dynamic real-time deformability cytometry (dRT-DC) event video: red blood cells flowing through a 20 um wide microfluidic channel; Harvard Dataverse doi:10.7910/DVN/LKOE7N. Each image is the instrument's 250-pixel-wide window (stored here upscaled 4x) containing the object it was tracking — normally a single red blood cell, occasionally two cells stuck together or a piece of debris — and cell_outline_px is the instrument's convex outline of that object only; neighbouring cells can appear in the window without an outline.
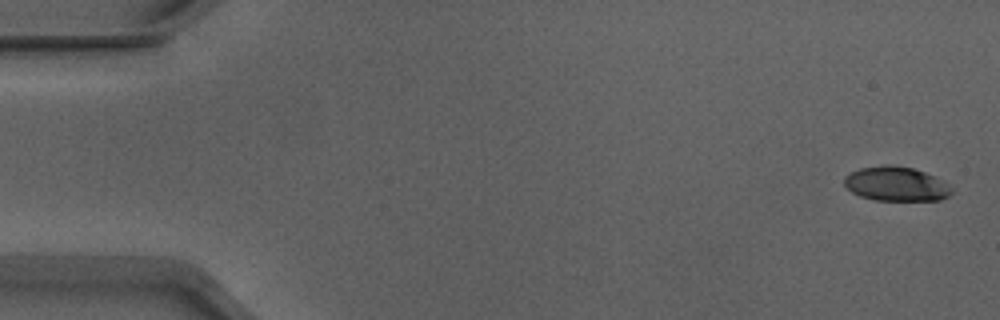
{"species": "Egyptian fruit bat (a non-hibernating species)", "species_latin": "Rousettus aegyptiacus", "temperature_condition": "warm", "stored_images_in_passage": 53, "camera_frame_rate_fps": 3000, "um_per_image_px": 0.085, "animal": {"sex": "male"}, "frame": {"image": 1, "passage_image": 2, "time_ms": 0.333, "image_size_px": [1000, 320], "cell_outline_px": [[952, 192], [948, 196], [940, 200], [876, 200], [860, 196], [852, 192], [844, 184], [844, 176], [860, 168], [888, 164], [912, 168], [924, 172], [940, 180], [952, 188]], "centroid_in_image_um": [76.14, 15.64], "position_along_channel_um": 8.9, "area_um2": 21.21}}
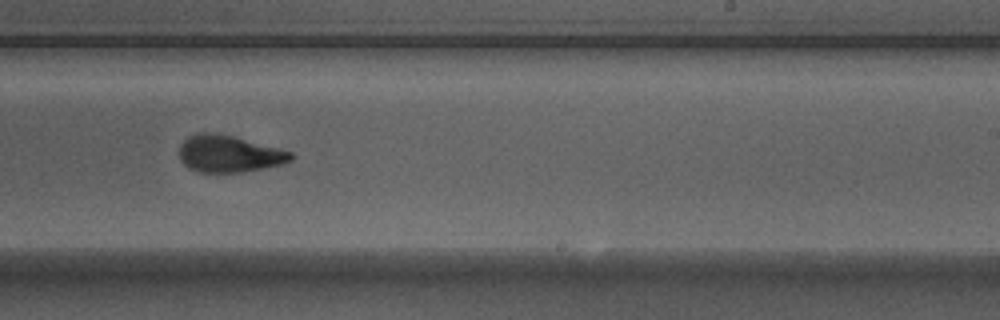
{"frame": {"image": 2, "passage_image": 33, "time_ms": 10.667, "image_size_px": [1000, 320], "cell_outline_px": [[292, 160], [280, 164], [240, 172], [196, 172], [188, 168], [180, 160], [180, 144], [188, 136], [204, 132], [208, 132], [232, 136], [292, 152]], "centroid_in_image_um": [19.41, 13.08], "position_along_channel_um": 269.6, "area_um2": 23.52}}
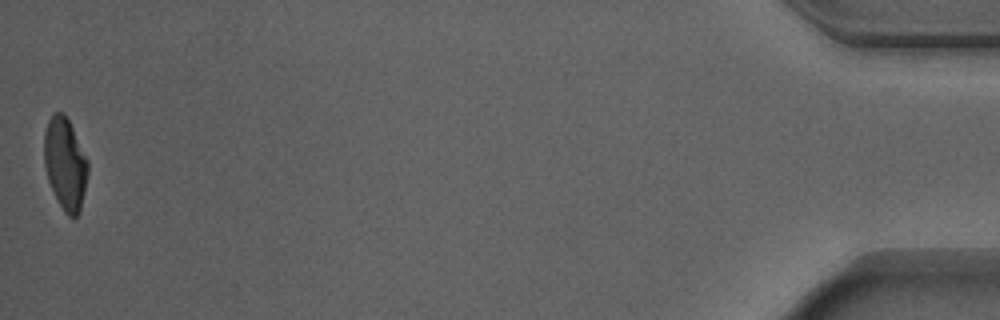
{"frame": {"image": 3, "passage_image": 53, "time_ms": 17.333, "image_size_px": [1000, 320], "cell_outline_px": [[88, 172], [80, 212], [76, 216], [68, 216], [64, 212], [48, 180], [44, 164], [44, 132], [48, 120], [56, 112], [64, 112], [88, 160]], "centroid_in_image_um": [5.54, 13.91], "position_along_channel_um": 429.7, "area_um2": 23.18}, "authors_computed_cell_mechanics": {"area_um2": 23.9292, "velocity_mm_per_s": 3.9006, "shape_relaxation_time_tau1_ms": 4.369, "shape_relaxation_time_tau2_ms": 1.7277, "deformation_change_tau1": 0.2009, "deformation_change_tau2": 0.094}}